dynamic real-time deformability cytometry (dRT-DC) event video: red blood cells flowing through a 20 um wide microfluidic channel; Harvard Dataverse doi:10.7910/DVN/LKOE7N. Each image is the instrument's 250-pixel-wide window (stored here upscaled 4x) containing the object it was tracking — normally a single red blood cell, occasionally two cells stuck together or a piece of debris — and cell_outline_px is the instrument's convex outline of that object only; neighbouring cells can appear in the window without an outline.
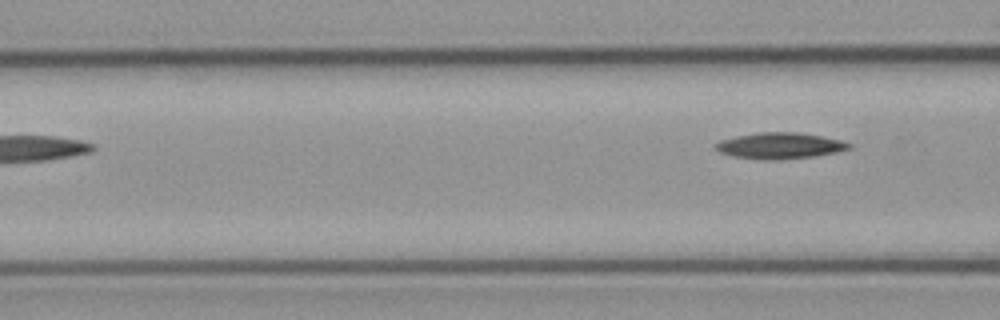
{"species": "common noctule bat (a hibernating species)", "species_latin": "Nyctalus noctula", "temperature_condition": "cold", "stored_images_in_passage": 4, "camera_frame_rate_fps": 3000, "um_per_image_px": 0.085, "animal": {"sex": "male", "body_mass_g": 23.1, "forearm_length_mm": 52.7}, "frame": {"image": 1, "passage_image": 4, "time_ms": 4.667, "image_size_px": [1000, 320], "cell_outline_px": [[852, 148], [836, 152], [812, 156], [780, 160], [764, 160], [732, 156], [720, 152], [716, 148], [716, 144], [720, 140], [736, 136], [760, 132], [800, 132], [840, 140], [852, 144]], "centroid_in_image_um": [66.29, 12.38], "position_along_channel_um": 100.3, "area_um2": 20.23}}